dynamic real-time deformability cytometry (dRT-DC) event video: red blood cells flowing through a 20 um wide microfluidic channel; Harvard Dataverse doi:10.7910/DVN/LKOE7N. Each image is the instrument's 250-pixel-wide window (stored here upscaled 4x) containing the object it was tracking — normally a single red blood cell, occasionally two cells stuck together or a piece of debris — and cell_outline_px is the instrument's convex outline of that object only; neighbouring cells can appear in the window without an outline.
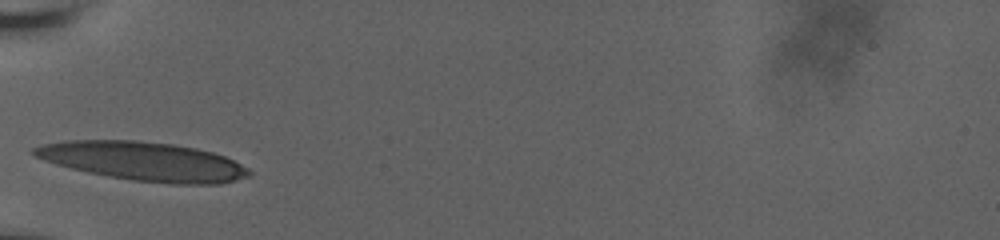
{"species": "human", "species_latin": "Homo sapiens", "temperature_condition": "room temperature", "stored_images_in_passage": 20, "camera_frame_rate_fps": 3000, "um_per_image_px": 0.085, "donor": {"sex": "male"}, "frame": {"image": 1, "passage_image": 1, "time_ms": 0.0, "image_size_px": [1000, 240], "cell_outline_px": [[252, 176], [220, 184], [172, 184], [132, 180], [108, 176], [88, 172], [56, 164], [32, 156], [28, 152], [32, 148], [44, 144], [64, 140], [136, 140], [172, 144], [196, 148], [212, 152], [224, 156], [248, 168], [252, 172]], "centroid_in_image_um": [12.18, 13.71], "position_along_channel_um": 72.8, "area_um2": 48.78}}
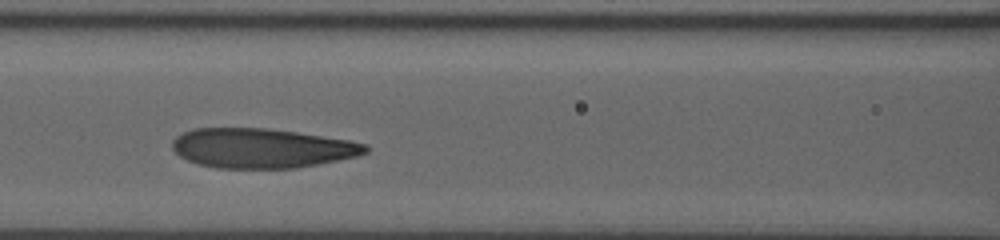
{"frame": {"image": 2, "passage_image": 12, "time_ms": 2.0, "image_size_px": [1000, 240], "cell_outline_px": [[368, 152], [356, 156], [296, 168], [216, 168], [200, 164], [188, 160], [180, 156], [172, 148], [172, 140], [176, 136], [184, 132], [196, 128], [268, 128], [352, 140], [368, 144]], "centroid_in_image_um": [22.26, 12.59], "position_along_channel_um": 144.3, "area_um2": 44.51}}
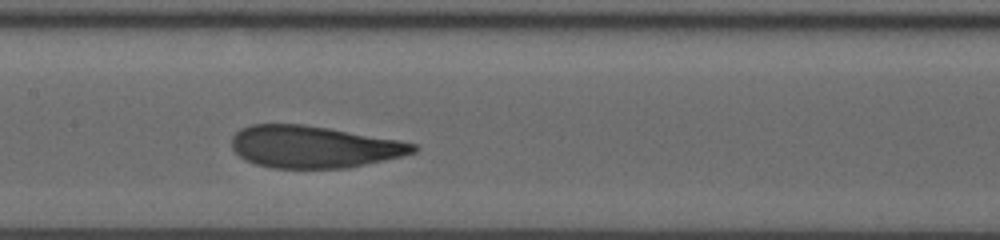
{"frame": {"image": 3, "passage_image": 19, "time_ms": 3.0, "image_size_px": [1000, 240], "cell_outline_px": [[420, 148], [416, 152], [404, 156], [348, 168], [272, 168], [256, 164], [244, 160], [232, 148], [232, 136], [240, 128], [252, 124], [304, 124], [400, 140], [416, 144]], "centroid_in_image_um": [26.69, 12.48], "position_along_channel_um": 180.7, "area_um2": 44.74}}